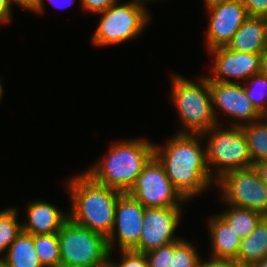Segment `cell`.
<instances>
[{
  "label": "cell",
  "instance_id": "obj_1",
  "mask_svg": "<svg viewBox=\"0 0 267 267\" xmlns=\"http://www.w3.org/2000/svg\"><path fill=\"white\" fill-rule=\"evenodd\" d=\"M202 138L201 134L176 133L163 146L154 145V157L187 201L216 184L207 167Z\"/></svg>",
  "mask_w": 267,
  "mask_h": 267
},
{
  "label": "cell",
  "instance_id": "obj_2",
  "mask_svg": "<svg viewBox=\"0 0 267 267\" xmlns=\"http://www.w3.org/2000/svg\"><path fill=\"white\" fill-rule=\"evenodd\" d=\"M66 188L72 206L69 218L108 238L113 230L116 204L123 192L95 182L85 172L70 178Z\"/></svg>",
  "mask_w": 267,
  "mask_h": 267
},
{
  "label": "cell",
  "instance_id": "obj_3",
  "mask_svg": "<svg viewBox=\"0 0 267 267\" xmlns=\"http://www.w3.org/2000/svg\"><path fill=\"white\" fill-rule=\"evenodd\" d=\"M153 156L154 144L147 139L122 140L84 172L97 183L127 193Z\"/></svg>",
  "mask_w": 267,
  "mask_h": 267
},
{
  "label": "cell",
  "instance_id": "obj_4",
  "mask_svg": "<svg viewBox=\"0 0 267 267\" xmlns=\"http://www.w3.org/2000/svg\"><path fill=\"white\" fill-rule=\"evenodd\" d=\"M197 80L194 82L177 74L171 77V101L184 128L177 133L202 134L217 125L209 80L206 75H201Z\"/></svg>",
  "mask_w": 267,
  "mask_h": 267
},
{
  "label": "cell",
  "instance_id": "obj_5",
  "mask_svg": "<svg viewBox=\"0 0 267 267\" xmlns=\"http://www.w3.org/2000/svg\"><path fill=\"white\" fill-rule=\"evenodd\" d=\"M220 126L217 124L201 134L208 137L206 161L215 181L230 171L254 166L242 127Z\"/></svg>",
  "mask_w": 267,
  "mask_h": 267
},
{
  "label": "cell",
  "instance_id": "obj_6",
  "mask_svg": "<svg viewBox=\"0 0 267 267\" xmlns=\"http://www.w3.org/2000/svg\"><path fill=\"white\" fill-rule=\"evenodd\" d=\"M57 235L61 267H107L111 253L105 236L74 223L70 218Z\"/></svg>",
  "mask_w": 267,
  "mask_h": 267
},
{
  "label": "cell",
  "instance_id": "obj_7",
  "mask_svg": "<svg viewBox=\"0 0 267 267\" xmlns=\"http://www.w3.org/2000/svg\"><path fill=\"white\" fill-rule=\"evenodd\" d=\"M99 15L101 18L92 35V42L98 47L118 45L137 38L151 19L146 6L133 0L124 4L117 2Z\"/></svg>",
  "mask_w": 267,
  "mask_h": 267
},
{
  "label": "cell",
  "instance_id": "obj_8",
  "mask_svg": "<svg viewBox=\"0 0 267 267\" xmlns=\"http://www.w3.org/2000/svg\"><path fill=\"white\" fill-rule=\"evenodd\" d=\"M221 200L227 205L248 208L267 216V186L255 166L236 169L216 181Z\"/></svg>",
  "mask_w": 267,
  "mask_h": 267
},
{
  "label": "cell",
  "instance_id": "obj_9",
  "mask_svg": "<svg viewBox=\"0 0 267 267\" xmlns=\"http://www.w3.org/2000/svg\"><path fill=\"white\" fill-rule=\"evenodd\" d=\"M145 208L181 207L187 200L167 177L164 167L153 156L143 167L134 185L127 192Z\"/></svg>",
  "mask_w": 267,
  "mask_h": 267
},
{
  "label": "cell",
  "instance_id": "obj_10",
  "mask_svg": "<svg viewBox=\"0 0 267 267\" xmlns=\"http://www.w3.org/2000/svg\"><path fill=\"white\" fill-rule=\"evenodd\" d=\"M209 87L212 96V110L217 124H220V121L217 118L216 108L229 116V120H231V122L228 121L229 126L241 127L263 117L247 98L242 82L240 84L237 81L235 83L209 81Z\"/></svg>",
  "mask_w": 267,
  "mask_h": 267
},
{
  "label": "cell",
  "instance_id": "obj_11",
  "mask_svg": "<svg viewBox=\"0 0 267 267\" xmlns=\"http://www.w3.org/2000/svg\"><path fill=\"white\" fill-rule=\"evenodd\" d=\"M182 207L145 208L139 244L133 251L147 253L178 241L174 234L179 225Z\"/></svg>",
  "mask_w": 267,
  "mask_h": 267
},
{
  "label": "cell",
  "instance_id": "obj_12",
  "mask_svg": "<svg viewBox=\"0 0 267 267\" xmlns=\"http://www.w3.org/2000/svg\"><path fill=\"white\" fill-rule=\"evenodd\" d=\"M144 213L145 207L133 196L128 193L119 196L113 230L107 238L110 253L115 242L118 243L119 251L133 250L139 244Z\"/></svg>",
  "mask_w": 267,
  "mask_h": 267
},
{
  "label": "cell",
  "instance_id": "obj_13",
  "mask_svg": "<svg viewBox=\"0 0 267 267\" xmlns=\"http://www.w3.org/2000/svg\"><path fill=\"white\" fill-rule=\"evenodd\" d=\"M208 53L214 57L211 75L207 76L209 81L235 83L238 79L237 83H240L239 80L245 82L259 73L260 54L238 52L227 46L209 50Z\"/></svg>",
  "mask_w": 267,
  "mask_h": 267
},
{
  "label": "cell",
  "instance_id": "obj_14",
  "mask_svg": "<svg viewBox=\"0 0 267 267\" xmlns=\"http://www.w3.org/2000/svg\"><path fill=\"white\" fill-rule=\"evenodd\" d=\"M207 11L210 17L206 33L208 51L227 46L248 17L241 0H230Z\"/></svg>",
  "mask_w": 267,
  "mask_h": 267
},
{
  "label": "cell",
  "instance_id": "obj_15",
  "mask_svg": "<svg viewBox=\"0 0 267 267\" xmlns=\"http://www.w3.org/2000/svg\"><path fill=\"white\" fill-rule=\"evenodd\" d=\"M26 206V217L21 222L22 232L33 236L58 233L69 219V213L44 200L31 201Z\"/></svg>",
  "mask_w": 267,
  "mask_h": 267
},
{
  "label": "cell",
  "instance_id": "obj_16",
  "mask_svg": "<svg viewBox=\"0 0 267 267\" xmlns=\"http://www.w3.org/2000/svg\"><path fill=\"white\" fill-rule=\"evenodd\" d=\"M267 45V26L264 17L248 16L227 45L231 50L260 54Z\"/></svg>",
  "mask_w": 267,
  "mask_h": 267
},
{
  "label": "cell",
  "instance_id": "obj_17",
  "mask_svg": "<svg viewBox=\"0 0 267 267\" xmlns=\"http://www.w3.org/2000/svg\"><path fill=\"white\" fill-rule=\"evenodd\" d=\"M208 229L211 240V257L236 259L241 239L219 214L209 217Z\"/></svg>",
  "mask_w": 267,
  "mask_h": 267
},
{
  "label": "cell",
  "instance_id": "obj_18",
  "mask_svg": "<svg viewBox=\"0 0 267 267\" xmlns=\"http://www.w3.org/2000/svg\"><path fill=\"white\" fill-rule=\"evenodd\" d=\"M267 256V216H264L255 229L245 239L241 240V245L235 261L239 267L249 265L262 260Z\"/></svg>",
  "mask_w": 267,
  "mask_h": 267
},
{
  "label": "cell",
  "instance_id": "obj_19",
  "mask_svg": "<svg viewBox=\"0 0 267 267\" xmlns=\"http://www.w3.org/2000/svg\"><path fill=\"white\" fill-rule=\"evenodd\" d=\"M0 262L6 267H44L34 245V236L20 232Z\"/></svg>",
  "mask_w": 267,
  "mask_h": 267
},
{
  "label": "cell",
  "instance_id": "obj_20",
  "mask_svg": "<svg viewBox=\"0 0 267 267\" xmlns=\"http://www.w3.org/2000/svg\"><path fill=\"white\" fill-rule=\"evenodd\" d=\"M245 134L252 161L255 164L267 160V116L241 126Z\"/></svg>",
  "mask_w": 267,
  "mask_h": 267
},
{
  "label": "cell",
  "instance_id": "obj_21",
  "mask_svg": "<svg viewBox=\"0 0 267 267\" xmlns=\"http://www.w3.org/2000/svg\"><path fill=\"white\" fill-rule=\"evenodd\" d=\"M228 206L230 208L219 215L229 223L241 240L249 236L258 222L264 217L261 213L248 208Z\"/></svg>",
  "mask_w": 267,
  "mask_h": 267
},
{
  "label": "cell",
  "instance_id": "obj_22",
  "mask_svg": "<svg viewBox=\"0 0 267 267\" xmlns=\"http://www.w3.org/2000/svg\"><path fill=\"white\" fill-rule=\"evenodd\" d=\"M34 245L44 267H61V254L57 233L34 235Z\"/></svg>",
  "mask_w": 267,
  "mask_h": 267
},
{
  "label": "cell",
  "instance_id": "obj_23",
  "mask_svg": "<svg viewBox=\"0 0 267 267\" xmlns=\"http://www.w3.org/2000/svg\"><path fill=\"white\" fill-rule=\"evenodd\" d=\"M18 211L15 207H9L0 212V257L7 252L10 245L22 231V225L18 223Z\"/></svg>",
  "mask_w": 267,
  "mask_h": 267
},
{
  "label": "cell",
  "instance_id": "obj_24",
  "mask_svg": "<svg viewBox=\"0 0 267 267\" xmlns=\"http://www.w3.org/2000/svg\"><path fill=\"white\" fill-rule=\"evenodd\" d=\"M242 84L252 105L262 116H267V77L258 73Z\"/></svg>",
  "mask_w": 267,
  "mask_h": 267
},
{
  "label": "cell",
  "instance_id": "obj_25",
  "mask_svg": "<svg viewBox=\"0 0 267 267\" xmlns=\"http://www.w3.org/2000/svg\"><path fill=\"white\" fill-rule=\"evenodd\" d=\"M198 250L184 238L174 242L172 267H198L201 260Z\"/></svg>",
  "mask_w": 267,
  "mask_h": 267
},
{
  "label": "cell",
  "instance_id": "obj_26",
  "mask_svg": "<svg viewBox=\"0 0 267 267\" xmlns=\"http://www.w3.org/2000/svg\"><path fill=\"white\" fill-rule=\"evenodd\" d=\"M174 242L145 253L149 267H172Z\"/></svg>",
  "mask_w": 267,
  "mask_h": 267
},
{
  "label": "cell",
  "instance_id": "obj_27",
  "mask_svg": "<svg viewBox=\"0 0 267 267\" xmlns=\"http://www.w3.org/2000/svg\"><path fill=\"white\" fill-rule=\"evenodd\" d=\"M121 262L109 259L107 267H149L145 253L133 250H120Z\"/></svg>",
  "mask_w": 267,
  "mask_h": 267
},
{
  "label": "cell",
  "instance_id": "obj_28",
  "mask_svg": "<svg viewBox=\"0 0 267 267\" xmlns=\"http://www.w3.org/2000/svg\"><path fill=\"white\" fill-rule=\"evenodd\" d=\"M117 2L119 0H80L83 10L93 14L102 13Z\"/></svg>",
  "mask_w": 267,
  "mask_h": 267
},
{
  "label": "cell",
  "instance_id": "obj_29",
  "mask_svg": "<svg viewBox=\"0 0 267 267\" xmlns=\"http://www.w3.org/2000/svg\"><path fill=\"white\" fill-rule=\"evenodd\" d=\"M248 16L265 17L267 15V0H241Z\"/></svg>",
  "mask_w": 267,
  "mask_h": 267
},
{
  "label": "cell",
  "instance_id": "obj_30",
  "mask_svg": "<svg viewBox=\"0 0 267 267\" xmlns=\"http://www.w3.org/2000/svg\"><path fill=\"white\" fill-rule=\"evenodd\" d=\"M198 267H239V266L234 259L215 258L210 256V258L207 261H202L201 258Z\"/></svg>",
  "mask_w": 267,
  "mask_h": 267
},
{
  "label": "cell",
  "instance_id": "obj_31",
  "mask_svg": "<svg viewBox=\"0 0 267 267\" xmlns=\"http://www.w3.org/2000/svg\"><path fill=\"white\" fill-rule=\"evenodd\" d=\"M12 4L10 0H0V24L11 22Z\"/></svg>",
  "mask_w": 267,
  "mask_h": 267
},
{
  "label": "cell",
  "instance_id": "obj_32",
  "mask_svg": "<svg viewBox=\"0 0 267 267\" xmlns=\"http://www.w3.org/2000/svg\"><path fill=\"white\" fill-rule=\"evenodd\" d=\"M44 0H39L38 1V5H37V7H36V9H35V11L34 12H36V13H43L45 10V6H44V2H43ZM53 6H56V7H58V8H64V7H68V6H70V5H72L73 4V2H75V0H48Z\"/></svg>",
  "mask_w": 267,
  "mask_h": 267
},
{
  "label": "cell",
  "instance_id": "obj_33",
  "mask_svg": "<svg viewBox=\"0 0 267 267\" xmlns=\"http://www.w3.org/2000/svg\"><path fill=\"white\" fill-rule=\"evenodd\" d=\"M39 0H10L11 4H16L17 6L34 12Z\"/></svg>",
  "mask_w": 267,
  "mask_h": 267
},
{
  "label": "cell",
  "instance_id": "obj_34",
  "mask_svg": "<svg viewBox=\"0 0 267 267\" xmlns=\"http://www.w3.org/2000/svg\"><path fill=\"white\" fill-rule=\"evenodd\" d=\"M259 73L267 77V45L260 53V70Z\"/></svg>",
  "mask_w": 267,
  "mask_h": 267
},
{
  "label": "cell",
  "instance_id": "obj_35",
  "mask_svg": "<svg viewBox=\"0 0 267 267\" xmlns=\"http://www.w3.org/2000/svg\"><path fill=\"white\" fill-rule=\"evenodd\" d=\"M257 171L259 172V175L264 182V184L267 186V160L263 161L261 163L254 165Z\"/></svg>",
  "mask_w": 267,
  "mask_h": 267
},
{
  "label": "cell",
  "instance_id": "obj_36",
  "mask_svg": "<svg viewBox=\"0 0 267 267\" xmlns=\"http://www.w3.org/2000/svg\"><path fill=\"white\" fill-rule=\"evenodd\" d=\"M204 1H205V6L207 7L206 9H208V8L220 5L222 3H225L227 1H230V0H204Z\"/></svg>",
  "mask_w": 267,
  "mask_h": 267
},
{
  "label": "cell",
  "instance_id": "obj_37",
  "mask_svg": "<svg viewBox=\"0 0 267 267\" xmlns=\"http://www.w3.org/2000/svg\"><path fill=\"white\" fill-rule=\"evenodd\" d=\"M248 267H267V256L256 263L249 265Z\"/></svg>",
  "mask_w": 267,
  "mask_h": 267
},
{
  "label": "cell",
  "instance_id": "obj_38",
  "mask_svg": "<svg viewBox=\"0 0 267 267\" xmlns=\"http://www.w3.org/2000/svg\"><path fill=\"white\" fill-rule=\"evenodd\" d=\"M133 1H136V2H138V3H141V4H144V5H146L147 3H149L150 1H155V0H133Z\"/></svg>",
  "mask_w": 267,
  "mask_h": 267
},
{
  "label": "cell",
  "instance_id": "obj_39",
  "mask_svg": "<svg viewBox=\"0 0 267 267\" xmlns=\"http://www.w3.org/2000/svg\"><path fill=\"white\" fill-rule=\"evenodd\" d=\"M3 93H4V89H3V86H2L1 80H0V101H1V99L3 97Z\"/></svg>",
  "mask_w": 267,
  "mask_h": 267
},
{
  "label": "cell",
  "instance_id": "obj_40",
  "mask_svg": "<svg viewBox=\"0 0 267 267\" xmlns=\"http://www.w3.org/2000/svg\"><path fill=\"white\" fill-rule=\"evenodd\" d=\"M0 267H6L3 263L0 262Z\"/></svg>",
  "mask_w": 267,
  "mask_h": 267
},
{
  "label": "cell",
  "instance_id": "obj_41",
  "mask_svg": "<svg viewBox=\"0 0 267 267\" xmlns=\"http://www.w3.org/2000/svg\"><path fill=\"white\" fill-rule=\"evenodd\" d=\"M264 18H265V21H266V26H267V15H266Z\"/></svg>",
  "mask_w": 267,
  "mask_h": 267
}]
</instances>
